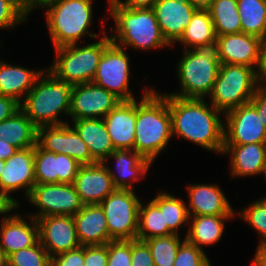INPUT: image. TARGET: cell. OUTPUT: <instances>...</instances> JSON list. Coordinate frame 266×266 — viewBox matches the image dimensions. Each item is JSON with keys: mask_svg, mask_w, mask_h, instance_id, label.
Returning <instances> with one entry per match:
<instances>
[{"mask_svg": "<svg viewBox=\"0 0 266 266\" xmlns=\"http://www.w3.org/2000/svg\"><path fill=\"white\" fill-rule=\"evenodd\" d=\"M29 223L20 215H5L0 228V248L8 257L21 249L31 247L39 241L37 220L29 216ZM31 224V225H30Z\"/></svg>", "mask_w": 266, "mask_h": 266, "instance_id": "7402d4cb", "label": "cell"}, {"mask_svg": "<svg viewBox=\"0 0 266 266\" xmlns=\"http://www.w3.org/2000/svg\"><path fill=\"white\" fill-rule=\"evenodd\" d=\"M173 234L164 225L163 213L152 202L149 201L146 206L140 202L137 240L145 241L152 237L168 236Z\"/></svg>", "mask_w": 266, "mask_h": 266, "instance_id": "e575fe53", "label": "cell"}, {"mask_svg": "<svg viewBox=\"0 0 266 266\" xmlns=\"http://www.w3.org/2000/svg\"><path fill=\"white\" fill-rule=\"evenodd\" d=\"M131 266H155L148 245L141 240H131Z\"/></svg>", "mask_w": 266, "mask_h": 266, "instance_id": "b9f144b4", "label": "cell"}, {"mask_svg": "<svg viewBox=\"0 0 266 266\" xmlns=\"http://www.w3.org/2000/svg\"><path fill=\"white\" fill-rule=\"evenodd\" d=\"M237 0H213L208 8L217 36L241 32Z\"/></svg>", "mask_w": 266, "mask_h": 266, "instance_id": "d6a6232c", "label": "cell"}, {"mask_svg": "<svg viewBox=\"0 0 266 266\" xmlns=\"http://www.w3.org/2000/svg\"><path fill=\"white\" fill-rule=\"evenodd\" d=\"M69 124L37 128V144L46 151L68 155L81 165L96 163L87 144Z\"/></svg>", "mask_w": 266, "mask_h": 266, "instance_id": "9a60e30c", "label": "cell"}, {"mask_svg": "<svg viewBox=\"0 0 266 266\" xmlns=\"http://www.w3.org/2000/svg\"><path fill=\"white\" fill-rule=\"evenodd\" d=\"M108 158H114L116 161L115 171L108 166ZM102 163L107 167L112 178V183L116 189L132 190H134V184H132V182L134 183L142 180L152 164L149 159L144 158L135 150L125 149L113 151Z\"/></svg>", "mask_w": 266, "mask_h": 266, "instance_id": "44dd1931", "label": "cell"}, {"mask_svg": "<svg viewBox=\"0 0 266 266\" xmlns=\"http://www.w3.org/2000/svg\"><path fill=\"white\" fill-rule=\"evenodd\" d=\"M235 215H203L190 216L189 229L185 239L202 249L203 246L214 245L221 240L224 232V223L229 219H234Z\"/></svg>", "mask_w": 266, "mask_h": 266, "instance_id": "f1b7e54d", "label": "cell"}, {"mask_svg": "<svg viewBox=\"0 0 266 266\" xmlns=\"http://www.w3.org/2000/svg\"><path fill=\"white\" fill-rule=\"evenodd\" d=\"M0 266H8L7 256L0 248Z\"/></svg>", "mask_w": 266, "mask_h": 266, "instance_id": "11a10c76", "label": "cell"}, {"mask_svg": "<svg viewBox=\"0 0 266 266\" xmlns=\"http://www.w3.org/2000/svg\"><path fill=\"white\" fill-rule=\"evenodd\" d=\"M43 71L44 69L30 70L0 60V95L14 98L21 104Z\"/></svg>", "mask_w": 266, "mask_h": 266, "instance_id": "83f0119b", "label": "cell"}, {"mask_svg": "<svg viewBox=\"0 0 266 266\" xmlns=\"http://www.w3.org/2000/svg\"><path fill=\"white\" fill-rule=\"evenodd\" d=\"M7 261L8 266H51V258L40 241L10 254Z\"/></svg>", "mask_w": 266, "mask_h": 266, "instance_id": "8d00e7d4", "label": "cell"}, {"mask_svg": "<svg viewBox=\"0 0 266 266\" xmlns=\"http://www.w3.org/2000/svg\"><path fill=\"white\" fill-rule=\"evenodd\" d=\"M223 154L231 155L230 173L232 178L258 176L262 174L266 161V143L224 145Z\"/></svg>", "mask_w": 266, "mask_h": 266, "instance_id": "484cf974", "label": "cell"}, {"mask_svg": "<svg viewBox=\"0 0 266 266\" xmlns=\"http://www.w3.org/2000/svg\"><path fill=\"white\" fill-rule=\"evenodd\" d=\"M152 9L161 33L170 46L181 39L197 10L188 0H158Z\"/></svg>", "mask_w": 266, "mask_h": 266, "instance_id": "ac0fdd59", "label": "cell"}, {"mask_svg": "<svg viewBox=\"0 0 266 266\" xmlns=\"http://www.w3.org/2000/svg\"><path fill=\"white\" fill-rule=\"evenodd\" d=\"M51 266H84V246L52 257Z\"/></svg>", "mask_w": 266, "mask_h": 266, "instance_id": "7bdbcfd3", "label": "cell"}, {"mask_svg": "<svg viewBox=\"0 0 266 266\" xmlns=\"http://www.w3.org/2000/svg\"><path fill=\"white\" fill-rule=\"evenodd\" d=\"M20 109V103L14 98L0 95V122L8 119Z\"/></svg>", "mask_w": 266, "mask_h": 266, "instance_id": "bcb514c9", "label": "cell"}, {"mask_svg": "<svg viewBox=\"0 0 266 266\" xmlns=\"http://www.w3.org/2000/svg\"><path fill=\"white\" fill-rule=\"evenodd\" d=\"M260 86L259 73L252 67L221 64L212 92L210 104L225 115L251 101Z\"/></svg>", "mask_w": 266, "mask_h": 266, "instance_id": "ba28073f", "label": "cell"}, {"mask_svg": "<svg viewBox=\"0 0 266 266\" xmlns=\"http://www.w3.org/2000/svg\"><path fill=\"white\" fill-rule=\"evenodd\" d=\"M73 219L81 246L103 245L112 240L106 216L99 204L83 205Z\"/></svg>", "mask_w": 266, "mask_h": 266, "instance_id": "d4e9b609", "label": "cell"}, {"mask_svg": "<svg viewBox=\"0 0 266 266\" xmlns=\"http://www.w3.org/2000/svg\"><path fill=\"white\" fill-rule=\"evenodd\" d=\"M0 139L18 150L35 147L37 127L20 108L11 117L0 122Z\"/></svg>", "mask_w": 266, "mask_h": 266, "instance_id": "f546056e", "label": "cell"}, {"mask_svg": "<svg viewBox=\"0 0 266 266\" xmlns=\"http://www.w3.org/2000/svg\"><path fill=\"white\" fill-rule=\"evenodd\" d=\"M107 253V266H131V240H111Z\"/></svg>", "mask_w": 266, "mask_h": 266, "instance_id": "60d3db41", "label": "cell"}, {"mask_svg": "<svg viewBox=\"0 0 266 266\" xmlns=\"http://www.w3.org/2000/svg\"><path fill=\"white\" fill-rule=\"evenodd\" d=\"M225 116V117H224ZM224 145L266 143V126L261 122L256 108L243 104L223 115Z\"/></svg>", "mask_w": 266, "mask_h": 266, "instance_id": "7c38bea8", "label": "cell"}, {"mask_svg": "<svg viewBox=\"0 0 266 266\" xmlns=\"http://www.w3.org/2000/svg\"><path fill=\"white\" fill-rule=\"evenodd\" d=\"M39 241L50 258L81 246L73 216L51 215L40 217Z\"/></svg>", "mask_w": 266, "mask_h": 266, "instance_id": "2e32d148", "label": "cell"}, {"mask_svg": "<svg viewBox=\"0 0 266 266\" xmlns=\"http://www.w3.org/2000/svg\"><path fill=\"white\" fill-rule=\"evenodd\" d=\"M237 215L258 232L261 237L259 244L266 243V199L254 201Z\"/></svg>", "mask_w": 266, "mask_h": 266, "instance_id": "74e56055", "label": "cell"}, {"mask_svg": "<svg viewBox=\"0 0 266 266\" xmlns=\"http://www.w3.org/2000/svg\"><path fill=\"white\" fill-rule=\"evenodd\" d=\"M4 166H5V161L0 160V175L2 173V170L4 169Z\"/></svg>", "mask_w": 266, "mask_h": 266, "instance_id": "9f6ffc18", "label": "cell"}, {"mask_svg": "<svg viewBox=\"0 0 266 266\" xmlns=\"http://www.w3.org/2000/svg\"><path fill=\"white\" fill-rule=\"evenodd\" d=\"M187 188L189 216L236 215L232 205L218 185L193 184Z\"/></svg>", "mask_w": 266, "mask_h": 266, "instance_id": "cb8c5ba5", "label": "cell"}, {"mask_svg": "<svg viewBox=\"0 0 266 266\" xmlns=\"http://www.w3.org/2000/svg\"><path fill=\"white\" fill-rule=\"evenodd\" d=\"M221 64H237L254 68L260 73L264 40L243 32L217 36ZM257 67V68H256Z\"/></svg>", "mask_w": 266, "mask_h": 266, "instance_id": "5bb4252c", "label": "cell"}, {"mask_svg": "<svg viewBox=\"0 0 266 266\" xmlns=\"http://www.w3.org/2000/svg\"><path fill=\"white\" fill-rule=\"evenodd\" d=\"M97 42L78 46L70 44L55 48L56 57L49 71L59 80L76 85L92 82L103 50L111 43L109 35Z\"/></svg>", "mask_w": 266, "mask_h": 266, "instance_id": "52a82bcc", "label": "cell"}, {"mask_svg": "<svg viewBox=\"0 0 266 266\" xmlns=\"http://www.w3.org/2000/svg\"><path fill=\"white\" fill-rule=\"evenodd\" d=\"M92 2L93 0H49L41 7L46 10V23L55 48L77 44L86 34L90 39L98 37L89 30L93 17Z\"/></svg>", "mask_w": 266, "mask_h": 266, "instance_id": "8992f818", "label": "cell"}, {"mask_svg": "<svg viewBox=\"0 0 266 266\" xmlns=\"http://www.w3.org/2000/svg\"><path fill=\"white\" fill-rule=\"evenodd\" d=\"M125 49L110 43L99 61L92 83L113 93L121 101H133L129 89L130 63Z\"/></svg>", "mask_w": 266, "mask_h": 266, "instance_id": "30bf717a", "label": "cell"}, {"mask_svg": "<svg viewBox=\"0 0 266 266\" xmlns=\"http://www.w3.org/2000/svg\"><path fill=\"white\" fill-rule=\"evenodd\" d=\"M121 100L113 93L92 83L73 85L71 91L72 120L104 118Z\"/></svg>", "mask_w": 266, "mask_h": 266, "instance_id": "4fadbf2b", "label": "cell"}, {"mask_svg": "<svg viewBox=\"0 0 266 266\" xmlns=\"http://www.w3.org/2000/svg\"><path fill=\"white\" fill-rule=\"evenodd\" d=\"M262 174H264V176L266 178V161H265V164L263 166ZM264 199H266V196L264 197Z\"/></svg>", "mask_w": 266, "mask_h": 266, "instance_id": "6f0895ef", "label": "cell"}, {"mask_svg": "<svg viewBox=\"0 0 266 266\" xmlns=\"http://www.w3.org/2000/svg\"><path fill=\"white\" fill-rule=\"evenodd\" d=\"M181 241L179 234L152 237L144 242L148 245L155 266H173Z\"/></svg>", "mask_w": 266, "mask_h": 266, "instance_id": "d590c367", "label": "cell"}, {"mask_svg": "<svg viewBox=\"0 0 266 266\" xmlns=\"http://www.w3.org/2000/svg\"><path fill=\"white\" fill-rule=\"evenodd\" d=\"M107 244L84 246V266H107Z\"/></svg>", "mask_w": 266, "mask_h": 266, "instance_id": "ee69618b", "label": "cell"}, {"mask_svg": "<svg viewBox=\"0 0 266 266\" xmlns=\"http://www.w3.org/2000/svg\"><path fill=\"white\" fill-rule=\"evenodd\" d=\"M15 198L8 196L5 192L0 190V214H9V212L16 209L20 203Z\"/></svg>", "mask_w": 266, "mask_h": 266, "instance_id": "7dc6e473", "label": "cell"}, {"mask_svg": "<svg viewBox=\"0 0 266 266\" xmlns=\"http://www.w3.org/2000/svg\"><path fill=\"white\" fill-rule=\"evenodd\" d=\"M71 122L73 124L71 127L87 144L88 150L96 162H103L115 151L102 118L72 120Z\"/></svg>", "mask_w": 266, "mask_h": 266, "instance_id": "4316f807", "label": "cell"}, {"mask_svg": "<svg viewBox=\"0 0 266 266\" xmlns=\"http://www.w3.org/2000/svg\"><path fill=\"white\" fill-rule=\"evenodd\" d=\"M35 185L34 147L17 150L5 161L0 175V190L9 193L24 189L27 198Z\"/></svg>", "mask_w": 266, "mask_h": 266, "instance_id": "ffe728a7", "label": "cell"}, {"mask_svg": "<svg viewBox=\"0 0 266 266\" xmlns=\"http://www.w3.org/2000/svg\"><path fill=\"white\" fill-rule=\"evenodd\" d=\"M183 53L177 64L181 90L168 95L205 99L212 92L221 65L217 41L197 45Z\"/></svg>", "mask_w": 266, "mask_h": 266, "instance_id": "5b68a950", "label": "cell"}, {"mask_svg": "<svg viewBox=\"0 0 266 266\" xmlns=\"http://www.w3.org/2000/svg\"><path fill=\"white\" fill-rule=\"evenodd\" d=\"M259 80H260V85L266 87V41L264 42L263 63H262L261 71L259 73Z\"/></svg>", "mask_w": 266, "mask_h": 266, "instance_id": "f5cc1de1", "label": "cell"}, {"mask_svg": "<svg viewBox=\"0 0 266 266\" xmlns=\"http://www.w3.org/2000/svg\"><path fill=\"white\" fill-rule=\"evenodd\" d=\"M17 150L15 146L0 139V160H8Z\"/></svg>", "mask_w": 266, "mask_h": 266, "instance_id": "f907efd6", "label": "cell"}, {"mask_svg": "<svg viewBox=\"0 0 266 266\" xmlns=\"http://www.w3.org/2000/svg\"><path fill=\"white\" fill-rule=\"evenodd\" d=\"M140 102L136 101L134 150L152 163L173 137L168 94L144 89Z\"/></svg>", "mask_w": 266, "mask_h": 266, "instance_id": "7a4b0ae2", "label": "cell"}, {"mask_svg": "<svg viewBox=\"0 0 266 266\" xmlns=\"http://www.w3.org/2000/svg\"><path fill=\"white\" fill-rule=\"evenodd\" d=\"M173 136L193 142L211 152L222 154L224 121L221 112L204 99L168 95Z\"/></svg>", "mask_w": 266, "mask_h": 266, "instance_id": "6da1fadb", "label": "cell"}, {"mask_svg": "<svg viewBox=\"0 0 266 266\" xmlns=\"http://www.w3.org/2000/svg\"><path fill=\"white\" fill-rule=\"evenodd\" d=\"M73 184L83 205L100 204L116 189L102 162L81 165Z\"/></svg>", "mask_w": 266, "mask_h": 266, "instance_id": "d6986e66", "label": "cell"}, {"mask_svg": "<svg viewBox=\"0 0 266 266\" xmlns=\"http://www.w3.org/2000/svg\"><path fill=\"white\" fill-rule=\"evenodd\" d=\"M151 201L163 213L164 225H167L173 234H178L183 225L189 224L187 205L180 198L161 191Z\"/></svg>", "mask_w": 266, "mask_h": 266, "instance_id": "836d02e7", "label": "cell"}, {"mask_svg": "<svg viewBox=\"0 0 266 266\" xmlns=\"http://www.w3.org/2000/svg\"><path fill=\"white\" fill-rule=\"evenodd\" d=\"M47 71V72H46ZM35 81L20 108L37 127L63 125L61 113L69 116L72 84L57 79L48 69Z\"/></svg>", "mask_w": 266, "mask_h": 266, "instance_id": "3957f363", "label": "cell"}, {"mask_svg": "<svg viewBox=\"0 0 266 266\" xmlns=\"http://www.w3.org/2000/svg\"><path fill=\"white\" fill-rule=\"evenodd\" d=\"M250 103L256 108L259 118L266 126V87L260 85L255 91Z\"/></svg>", "mask_w": 266, "mask_h": 266, "instance_id": "f6af8a7d", "label": "cell"}, {"mask_svg": "<svg viewBox=\"0 0 266 266\" xmlns=\"http://www.w3.org/2000/svg\"><path fill=\"white\" fill-rule=\"evenodd\" d=\"M81 166L72 157L34 147L35 184H73Z\"/></svg>", "mask_w": 266, "mask_h": 266, "instance_id": "e0dca14e", "label": "cell"}, {"mask_svg": "<svg viewBox=\"0 0 266 266\" xmlns=\"http://www.w3.org/2000/svg\"><path fill=\"white\" fill-rule=\"evenodd\" d=\"M112 240L137 239L140 199L132 189H115L100 204Z\"/></svg>", "mask_w": 266, "mask_h": 266, "instance_id": "9c48e42d", "label": "cell"}, {"mask_svg": "<svg viewBox=\"0 0 266 266\" xmlns=\"http://www.w3.org/2000/svg\"><path fill=\"white\" fill-rule=\"evenodd\" d=\"M173 266H211L203 249L185 240L179 247Z\"/></svg>", "mask_w": 266, "mask_h": 266, "instance_id": "f35d334b", "label": "cell"}, {"mask_svg": "<svg viewBox=\"0 0 266 266\" xmlns=\"http://www.w3.org/2000/svg\"><path fill=\"white\" fill-rule=\"evenodd\" d=\"M216 39L217 35L208 9H197L178 42L183 44L184 50H189L197 45L212 43Z\"/></svg>", "mask_w": 266, "mask_h": 266, "instance_id": "4dcf8cb0", "label": "cell"}, {"mask_svg": "<svg viewBox=\"0 0 266 266\" xmlns=\"http://www.w3.org/2000/svg\"><path fill=\"white\" fill-rule=\"evenodd\" d=\"M241 32L266 41V0H237Z\"/></svg>", "mask_w": 266, "mask_h": 266, "instance_id": "1f68e13d", "label": "cell"}, {"mask_svg": "<svg viewBox=\"0 0 266 266\" xmlns=\"http://www.w3.org/2000/svg\"><path fill=\"white\" fill-rule=\"evenodd\" d=\"M27 200L38 208V213L29 215L34 219L51 215L74 216L83 207L74 184H35Z\"/></svg>", "mask_w": 266, "mask_h": 266, "instance_id": "8fae6325", "label": "cell"}, {"mask_svg": "<svg viewBox=\"0 0 266 266\" xmlns=\"http://www.w3.org/2000/svg\"><path fill=\"white\" fill-rule=\"evenodd\" d=\"M109 14L115 21L111 42L121 48L141 50L169 47L164 39L152 8L128 9L115 0H108Z\"/></svg>", "mask_w": 266, "mask_h": 266, "instance_id": "277c9868", "label": "cell"}, {"mask_svg": "<svg viewBox=\"0 0 266 266\" xmlns=\"http://www.w3.org/2000/svg\"><path fill=\"white\" fill-rule=\"evenodd\" d=\"M197 9H208L213 0H188Z\"/></svg>", "mask_w": 266, "mask_h": 266, "instance_id": "db71d44e", "label": "cell"}, {"mask_svg": "<svg viewBox=\"0 0 266 266\" xmlns=\"http://www.w3.org/2000/svg\"><path fill=\"white\" fill-rule=\"evenodd\" d=\"M120 6L128 9L153 8L158 0H115Z\"/></svg>", "mask_w": 266, "mask_h": 266, "instance_id": "c3c4849f", "label": "cell"}, {"mask_svg": "<svg viewBox=\"0 0 266 266\" xmlns=\"http://www.w3.org/2000/svg\"><path fill=\"white\" fill-rule=\"evenodd\" d=\"M252 266H266V243L258 245Z\"/></svg>", "mask_w": 266, "mask_h": 266, "instance_id": "681fc988", "label": "cell"}, {"mask_svg": "<svg viewBox=\"0 0 266 266\" xmlns=\"http://www.w3.org/2000/svg\"><path fill=\"white\" fill-rule=\"evenodd\" d=\"M27 16L16 0H0V29L14 28L27 21Z\"/></svg>", "mask_w": 266, "mask_h": 266, "instance_id": "ab89813d", "label": "cell"}, {"mask_svg": "<svg viewBox=\"0 0 266 266\" xmlns=\"http://www.w3.org/2000/svg\"><path fill=\"white\" fill-rule=\"evenodd\" d=\"M103 120L115 150H134L136 100L121 101Z\"/></svg>", "mask_w": 266, "mask_h": 266, "instance_id": "603a6c76", "label": "cell"}, {"mask_svg": "<svg viewBox=\"0 0 266 266\" xmlns=\"http://www.w3.org/2000/svg\"><path fill=\"white\" fill-rule=\"evenodd\" d=\"M18 4L27 12L30 13L34 8H40L49 0H16Z\"/></svg>", "mask_w": 266, "mask_h": 266, "instance_id": "816d5d0a", "label": "cell"}]
</instances>
